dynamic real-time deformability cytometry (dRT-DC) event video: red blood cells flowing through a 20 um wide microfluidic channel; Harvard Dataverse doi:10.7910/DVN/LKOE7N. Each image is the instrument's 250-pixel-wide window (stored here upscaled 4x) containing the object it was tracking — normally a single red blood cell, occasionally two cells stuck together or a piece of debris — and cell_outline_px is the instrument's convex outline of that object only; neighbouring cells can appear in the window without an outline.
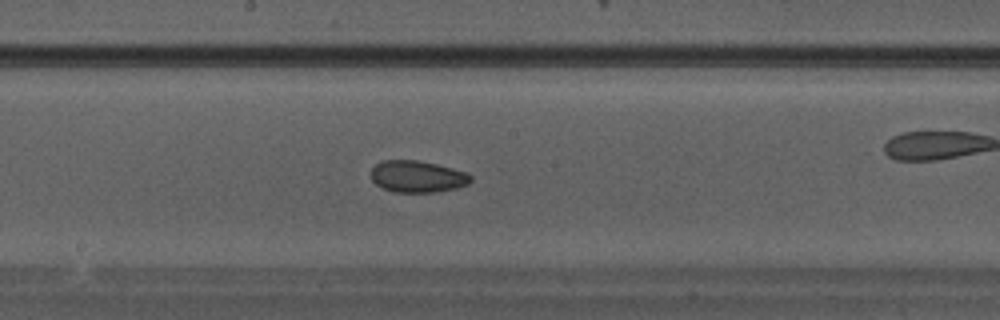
{"species": "Egyptian fruit bat (a non-hibernating species)", "species_latin": "Rousettus aegyptiacus", "temperature_condition": "warm", "stored_images_in_passage": 24, "camera_frame_rate_fps": 3000, "um_per_image_px": 0.085, "animal": {"sex": "male"}, "frame": {"image": 1, "passage_image": 8, "time_ms": 2.333, "image_size_px": [1000, 320], "cell_outline_px": [[472, 180], [468, 184], [456, 188], [436, 192], [396, 192], [380, 188], [372, 180], [372, 168], [380, 160], [416, 160], [436, 164], [468, 172], [472, 176]], "centroid_in_image_um": [35.49, 15.0], "position_along_channel_um": 212.7, "area_um2": 18.55}}